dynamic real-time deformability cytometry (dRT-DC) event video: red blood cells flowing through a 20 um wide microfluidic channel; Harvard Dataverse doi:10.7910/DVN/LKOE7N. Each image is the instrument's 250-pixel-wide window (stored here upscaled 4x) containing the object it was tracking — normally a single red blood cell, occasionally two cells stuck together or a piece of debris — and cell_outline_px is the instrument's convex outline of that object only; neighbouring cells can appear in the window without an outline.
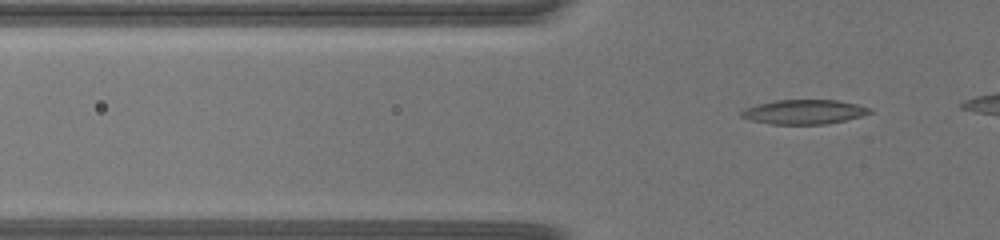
{"species": "common noctule bat (a hibernating species)", "species_latin": "Nyctalus noctula", "temperature_condition": "warm", "stored_images_in_passage": 50, "camera_frame_rate_fps": 3000, "um_per_image_px": 0.085, "animal": {"sex": "female", "body_mass_g": 19.5, "forearm_length_mm": 54.1}, "frame": {"image": 1, "passage_image": 12, "time_ms": 3.667, "image_size_px": [1000, 240], "cell_outline_px": [[876, 112], [844, 120], [824, 124], [772, 124], [752, 120], [740, 116], [740, 112], [744, 108], [756, 104], [776, 100], [836, 100], [856, 104], [872, 108]], "centroid_in_image_um": [68.35, 9.5], "position_along_channel_um": 57.4, "area_um2": 18.26}}
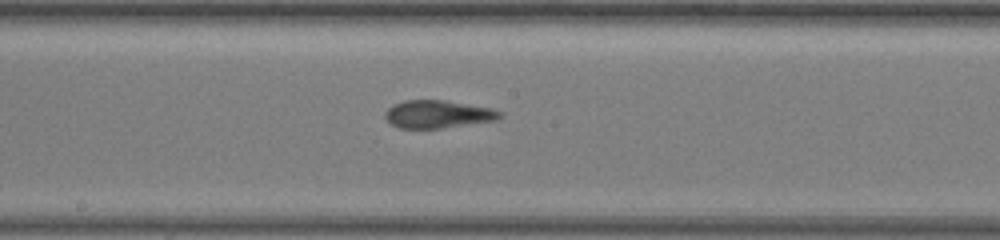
{"frame": {"image": 2, "passage_image": 28, "time_ms": 9.0, "image_size_px": [1000, 240], "cell_outline_px": [[504, 116], [496, 120], [444, 128], [400, 128], [392, 124], [384, 116], [384, 112], [388, 108], [404, 100], [444, 100], [492, 108], [504, 112]], "centroid_in_image_um": [37.26, 9.7], "position_along_channel_um": 210.9, "area_um2": 18.61}}
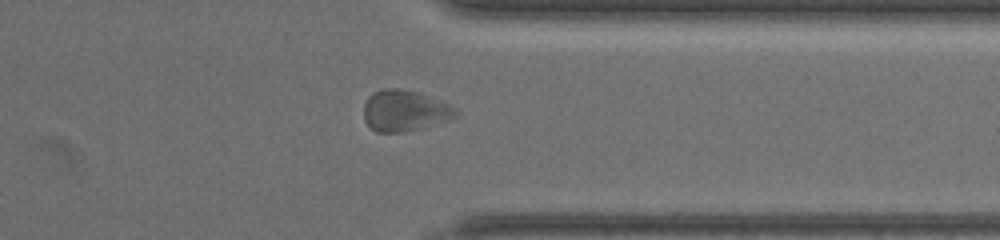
{"frame": {"image": 3, "passage_image": 44, "time_ms": 14.333, "image_size_px": [1000, 240], "cell_outline_px": [[460, 112], [456, 116], [448, 120], [424, 128], [404, 132], [376, 132], [364, 120], [364, 104], [368, 96], [372, 92], [384, 88], [400, 88], [416, 92], [448, 104], [456, 108]], "centroid_in_image_um": [34.38, 9.41], "position_along_channel_um": 377.0, "area_um2": 22.08}}